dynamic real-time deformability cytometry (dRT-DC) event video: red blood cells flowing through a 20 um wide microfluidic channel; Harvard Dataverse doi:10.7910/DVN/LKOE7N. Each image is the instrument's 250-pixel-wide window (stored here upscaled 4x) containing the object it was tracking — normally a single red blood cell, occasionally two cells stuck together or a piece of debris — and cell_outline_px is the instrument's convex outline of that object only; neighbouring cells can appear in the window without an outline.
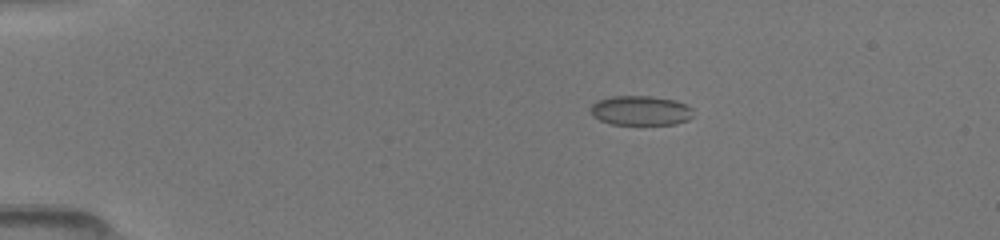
{"species": "common noctule bat (a hibernating species)", "species_latin": "Nyctalus noctula", "temperature_condition": "room temperature", "stored_images_in_passage": 24, "camera_frame_rate_fps": 3000, "um_per_image_px": 0.085, "animal": {"sex": "female", "body_mass_g": 19.5, "forearm_length_mm": 54.1}, "frame": {"image": 1, "passage_image": 1, "time_ms": 0.0, "image_size_px": [1000, 240], "cell_outline_px": [[692, 116], [688, 120], [676, 124], [612, 124], [600, 120], [592, 112], [592, 104], [596, 100], [612, 96], [652, 96], [676, 100], [692, 108]], "centroid_in_image_um": [54.48, 9.39], "position_along_channel_um": 30.5, "area_um2": 17.57}}
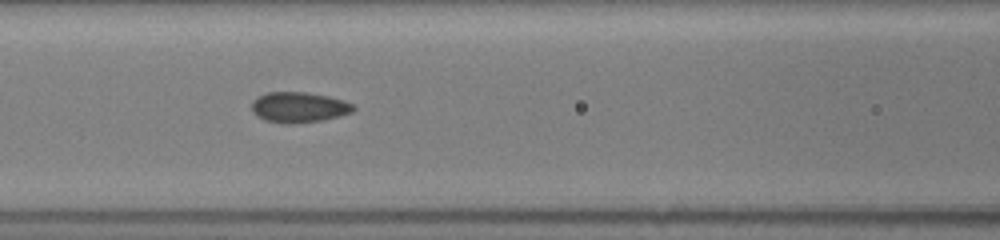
{"frame": {"image": 2, "passage_image": 14, "time_ms": 4.333, "image_size_px": [1000, 240], "cell_outline_px": [[356, 108], [352, 112], [340, 116], [320, 120], [292, 124], [284, 124], [264, 120], [256, 116], [252, 112], [252, 100], [256, 96], [268, 92], [308, 92], [328, 96], [344, 100], [352, 104]], "centroid_in_image_um": [25.37, 9.11], "position_along_channel_um": 141.2, "area_um2": 18.26}}
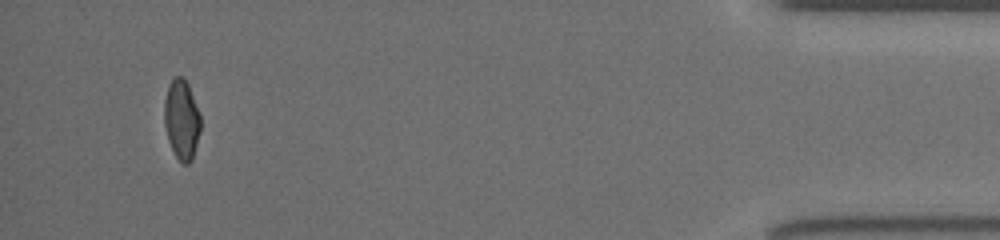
{"frame": {"image": 3, "passage_image": 24, "time_ms": 12.667, "image_size_px": [1000, 240], "cell_outline_px": [[200, 132], [192, 160], [188, 164], [184, 164], [176, 156], [168, 140], [164, 124], [164, 100], [168, 84], [176, 76], [184, 76], [188, 84], [200, 116]], "centroid_in_image_um": [15.43, 10.14], "position_along_channel_um": 419.8, "area_um2": 16.82}}